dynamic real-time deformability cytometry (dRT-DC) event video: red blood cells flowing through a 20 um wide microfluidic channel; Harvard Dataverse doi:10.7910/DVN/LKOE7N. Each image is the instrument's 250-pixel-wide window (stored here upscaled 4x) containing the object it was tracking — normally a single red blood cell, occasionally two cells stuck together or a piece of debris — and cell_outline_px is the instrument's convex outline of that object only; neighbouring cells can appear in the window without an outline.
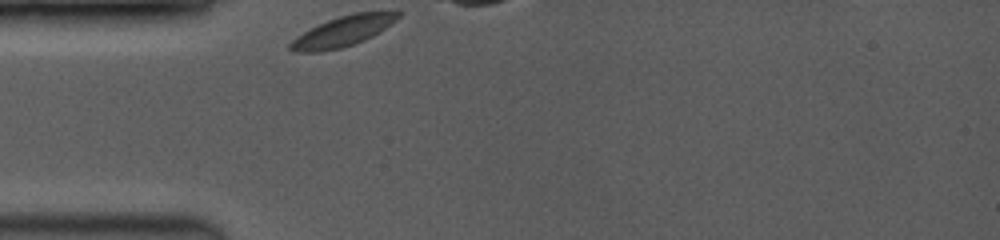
{"species": "common noctule bat (a hibernating species)", "species_latin": "Nyctalus noctula", "temperature_condition": "room temperature", "stored_images_in_passage": 4, "camera_frame_rate_fps": 3500, "um_per_image_px": 0.085, "animal": {"sex": "female", "body_mass_g": 19.0, "forearm_length_mm": 53.3}, "frame": {"image": 1, "passage_image": 1, "time_ms": 0.0, "image_size_px": [1000, 240], "cell_outline_px": [[404, 12], [396, 20], [372, 36], [364, 40], [340, 48], [324, 52], [296, 52], [288, 48], [288, 44], [296, 36], [328, 20], [340, 16], [356, 12]], "centroid_in_image_um": [29.11, 2.68], "position_along_channel_um": 55.9, "area_um2": 18.67}}